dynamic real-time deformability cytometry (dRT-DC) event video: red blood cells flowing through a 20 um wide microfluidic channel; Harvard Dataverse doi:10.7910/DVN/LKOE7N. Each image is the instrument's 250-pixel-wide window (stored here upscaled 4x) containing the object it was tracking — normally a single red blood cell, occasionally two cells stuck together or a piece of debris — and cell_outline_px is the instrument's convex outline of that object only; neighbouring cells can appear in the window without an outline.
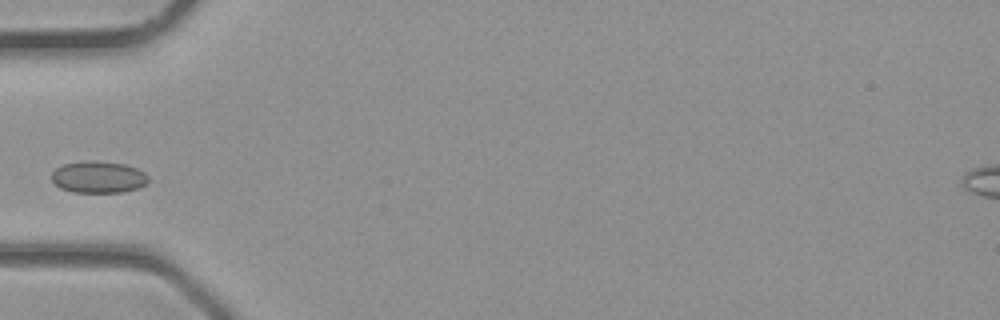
{"species": "common noctule bat (a hibernating species)", "species_latin": "Nyctalus noctula", "temperature_condition": "room temperature", "stored_images_in_passage": 1, "camera_frame_rate_fps": 3000, "um_per_image_px": 0.085, "animal": {"sex": "male", "body_mass_g": 23.1, "forearm_length_mm": 52.7}, "frame": {"image": 1, "passage_image": 1, "time_ms": 0.0, "image_size_px": [1000, 320], "cell_outline_px": [[148, 184], [124, 192], [72, 192], [60, 188], [52, 180], [52, 172], [56, 168], [64, 164], [92, 160], [124, 164], [136, 168], [144, 172], [148, 176]], "centroid_in_image_um": [8.37, 15.05], "position_along_channel_um": 76.6, "area_um2": 17.86}}